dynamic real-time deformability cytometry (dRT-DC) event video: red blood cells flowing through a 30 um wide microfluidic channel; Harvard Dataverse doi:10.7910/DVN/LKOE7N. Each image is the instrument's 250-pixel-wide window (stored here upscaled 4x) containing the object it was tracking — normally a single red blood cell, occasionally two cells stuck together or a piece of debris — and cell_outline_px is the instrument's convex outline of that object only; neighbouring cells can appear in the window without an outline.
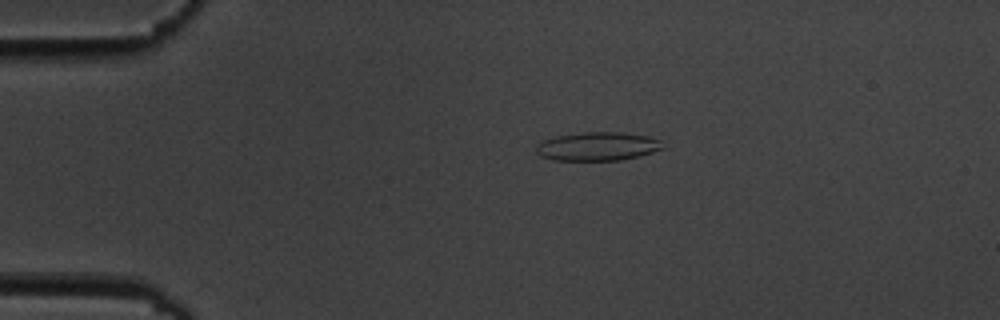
{"species": "common noctule bat (a hibernating species)", "species_latin": "Nyctalus noctula", "temperature_condition": "cold", "stored_images_in_passage": 6, "camera_frame_rate_fps": 3000, "um_per_image_px": 0.085, "animal": {"sex": "male", "body_mass_g": 19.5, "forearm_length_mm": 54.6}, "frame": {"image": 1, "passage_image": 3, "time_ms": 3.0, "image_size_px": [1000, 320], "cell_outline_px": [[664, 148], [640, 156], [620, 160], [552, 160], [540, 156], [536, 152], [536, 148], [544, 140], [556, 136], [584, 132], [620, 132], [648, 136], [660, 140]], "centroid_in_image_um": [50.81, 12.44], "position_along_channel_um": 34.2, "area_um2": 20.98}}
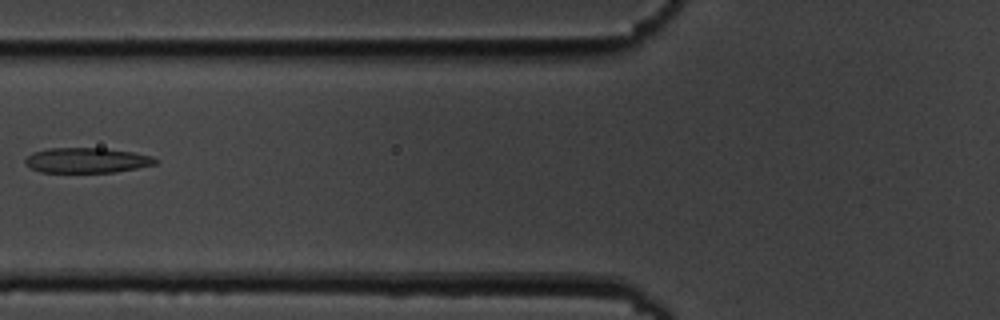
{"frame": {"image": 2, "passage_image": 6, "time_ms": 6.667, "image_size_px": [1000, 320], "cell_outline_px": [[160, 160], [156, 164], [116, 172], [40, 172], [24, 164], [24, 160], [32, 152], [48, 148], [104, 148], [132, 152], [152, 156]], "centroid_in_image_um": [7.38, 13.62], "position_along_channel_um": 118.4, "area_um2": 19.13}}